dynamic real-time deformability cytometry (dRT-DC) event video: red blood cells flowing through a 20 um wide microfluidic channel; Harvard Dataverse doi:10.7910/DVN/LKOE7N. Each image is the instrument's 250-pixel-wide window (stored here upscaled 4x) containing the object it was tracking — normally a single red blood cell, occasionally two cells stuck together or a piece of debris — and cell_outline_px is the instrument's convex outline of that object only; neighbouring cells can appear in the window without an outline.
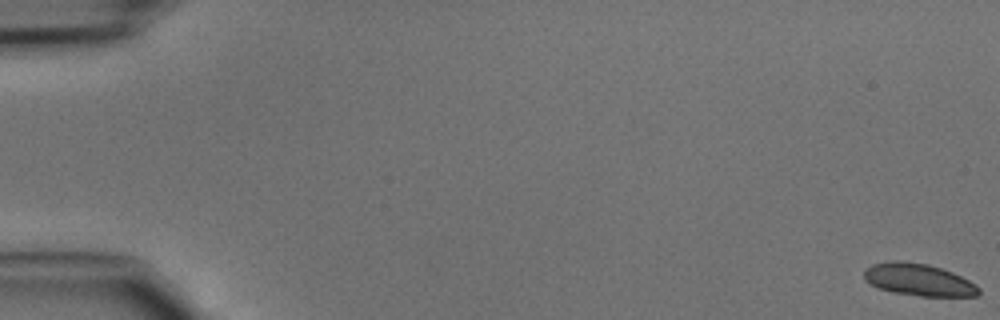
{"species": "common noctule bat (a hibernating species)", "species_latin": "Nyctalus noctula", "temperature_condition": "cold", "stored_images_in_passage": 37, "camera_frame_rate_fps": 3000, "um_per_image_px": 0.085, "animal": {"sex": "male", "body_mass_g": 15.6}, "frame": {"image": 1, "passage_image": 1, "time_ms": 0.0, "image_size_px": [1000, 320], "cell_outline_px": [[980, 292], [976, 296], [920, 296], [896, 292], [876, 288], [868, 284], [864, 280], [864, 268], [872, 264], [892, 260], [900, 260], [928, 264], [952, 272], [976, 284], [980, 288]], "centroid_in_image_um": [78.03, 23.77], "position_along_channel_um": 7.0, "area_um2": 21.62}}